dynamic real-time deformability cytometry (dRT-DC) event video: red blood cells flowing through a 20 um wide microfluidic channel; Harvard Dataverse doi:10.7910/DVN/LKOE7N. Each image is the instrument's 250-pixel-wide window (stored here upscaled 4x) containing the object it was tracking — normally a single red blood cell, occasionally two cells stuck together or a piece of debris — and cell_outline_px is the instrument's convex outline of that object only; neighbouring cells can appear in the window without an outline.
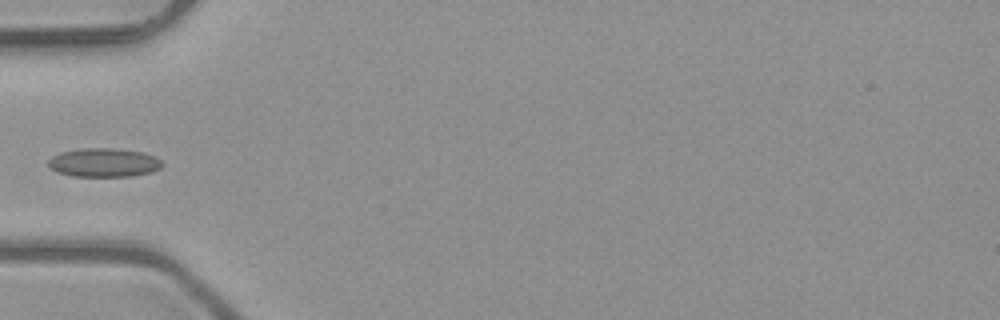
{"species": "common noctule bat (a hibernating species)", "species_latin": "Nyctalus noctula", "temperature_condition": "room temperature", "stored_images_in_passage": 5, "camera_frame_rate_fps": 3000, "um_per_image_px": 0.085, "animal": {"sex": "male", "body_mass_g": 23.1, "forearm_length_mm": 52.7}, "frame": {"image": 1, "passage_image": 5, "time_ms": 1.333, "image_size_px": [1000, 320], "cell_outline_px": [[164, 164], [160, 168], [152, 172], [132, 176], [72, 176], [56, 172], [48, 164], [48, 160], [52, 156], [60, 152], [80, 148], [112, 148], [144, 152], [156, 156]], "centroid_in_image_um": [8.84, 13.81], "position_along_channel_um": 76.2, "area_um2": 19.25}}